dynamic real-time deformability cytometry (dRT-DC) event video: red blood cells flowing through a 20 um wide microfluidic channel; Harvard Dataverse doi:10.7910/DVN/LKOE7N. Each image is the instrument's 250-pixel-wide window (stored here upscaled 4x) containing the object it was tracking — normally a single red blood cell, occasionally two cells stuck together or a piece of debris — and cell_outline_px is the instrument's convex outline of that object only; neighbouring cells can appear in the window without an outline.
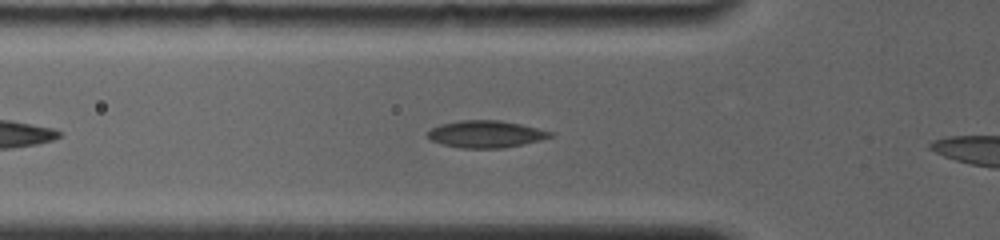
{"species": "common noctule bat (a hibernating species)", "species_latin": "Nyctalus noctula", "temperature_condition": "room temperature", "stored_images_in_passage": 22, "camera_frame_rate_fps": 4000, "um_per_image_px": 0.085, "animal": {"sex": "female", "body_mass_g": 19.0, "forearm_length_mm": 56.7}, "frame": {"image": 1, "passage_image": 20, "time_ms": 2.75, "image_size_px": [1000, 240], "cell_outline_px": [[552, 136], [540, 140], [504, 148], [460, 148], [444, 144], [432, 140], [428, 136], [428, 132], [432, 128], [440, 124], [460, 120], [500, 120], [520, 124], [552, 132]], "centroid_in_image_um": [41.28, 11.39], "position_along_channel_um": 84.5, "area_um2": 19.07}}